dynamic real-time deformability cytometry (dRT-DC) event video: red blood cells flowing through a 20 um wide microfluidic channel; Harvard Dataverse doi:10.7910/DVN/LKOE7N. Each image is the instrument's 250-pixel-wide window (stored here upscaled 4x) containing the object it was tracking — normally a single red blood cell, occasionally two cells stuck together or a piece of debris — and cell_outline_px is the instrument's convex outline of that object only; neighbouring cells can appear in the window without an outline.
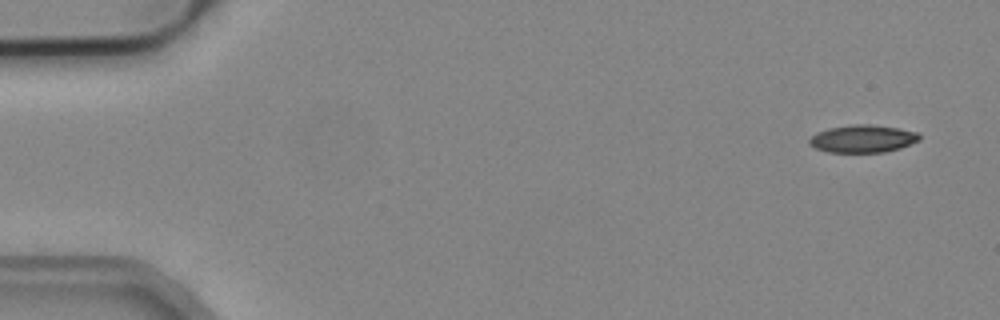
{"species": "common noctule bat (a hibernating species)", "species_latin": "Nyctalus noctula", "temperature_condition": "cold", "stored_images_in_passage": 6, "camera_frame_rate_fps": 3000, "um_per_image_px": 0.085, "animal": {"sex": "male", "body_mass_g": 19.2, "forearm_length_mm": 51.8}, "frame": {"image": 1, "passage_image": 1, "time_ms": 0.0, "image_size_px": [1000, 320], "cell_outline_px": [[920, 140], [900, 148], [884, 152], [828, 152], [816, 148], [808, 144], [808, 140], [816, 132], [828, 128], [852, 124], [872, 124], [920, 132]], "centroid_in_image_um": [73.33, 11.78], "position_along_channel_um": 11.7, "area_um2": 17.8}}
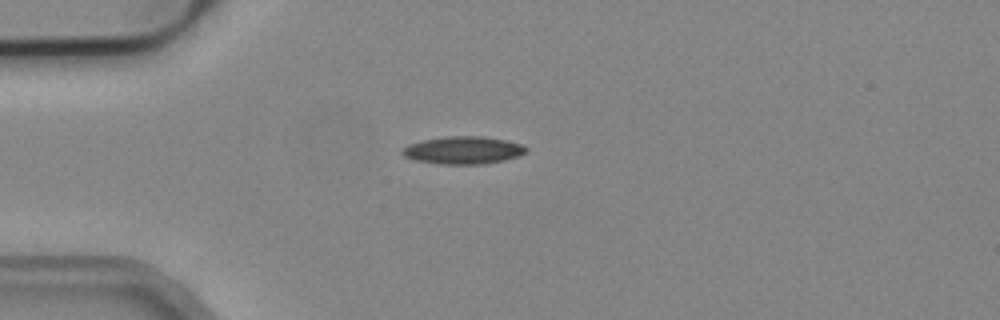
{"frame": {"image": 2, "passage_image": 4, "time_ms": 1.0, "image_size_px": [1000, 320], "cell_outline_px": [[528, 152], [520, 156], [504, 160], [484, 164], [440, 164], [416, 160], [404, 156], [400, 152], [400, 148], [408, 144], [424, 140], [448, 136], [484, 136], [504, 140], [520, 144], [528, 148]], "centroid_in_image_um": [39.37, 12.77], "position_along_channel_um": 45.6, "area_um2": 20.0}}